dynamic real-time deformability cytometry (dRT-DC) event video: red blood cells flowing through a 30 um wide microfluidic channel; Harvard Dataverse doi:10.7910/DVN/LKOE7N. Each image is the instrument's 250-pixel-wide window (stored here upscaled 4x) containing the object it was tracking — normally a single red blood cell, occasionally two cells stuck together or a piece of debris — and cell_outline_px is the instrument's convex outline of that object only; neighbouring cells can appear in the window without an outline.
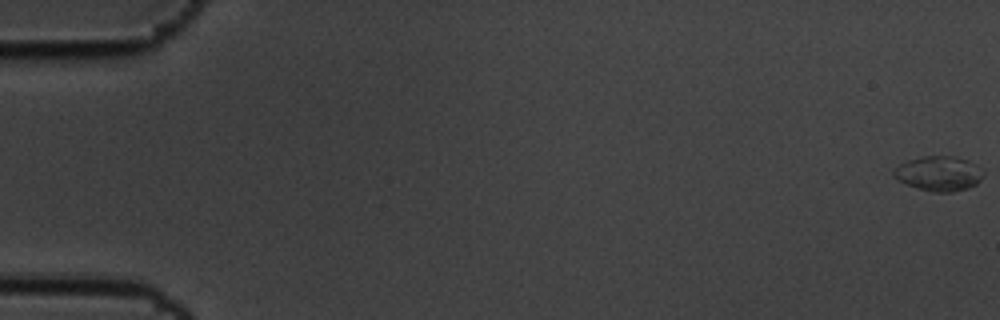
{"species": "common noctule bat (a hibernating species)", "species_latin": "Nyctalus noctula", "temperature_condition": "cold", "stored_images_in_passage": 60, "camera_frame_rate_fps": 3000, "um_per_image_px": 0.085, "animal": {"sex": "male", "body_mass_g": 19.5, "forearm_length_mm": 54.6}, "frame": {"image": 1, "passage_image": 1, "time_ms": 0.0, "image_size_px": [1000, 320], "cell_outline_px": [[984, 172], [980, 180], [976, 184], [968, 188], [952, 192], [932, 192], [904, 184], [892, 176], [892, 172], [900, 164], [908, 160], [920, 156], [956, 156], [968, 160], [984, 168]], "centroid_in_image_um": [79.81, 14.74], "position_along_channel_um": 5.2, "area_um2": 18.44}}
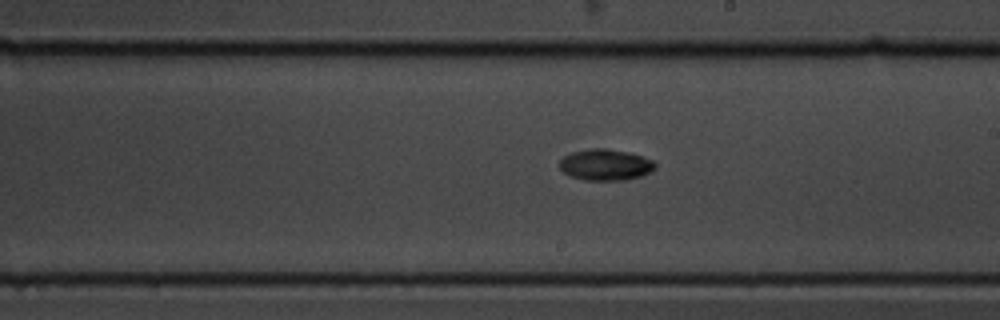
{"frame": {"image": 2, "passage_image": 35, "time_ms": 11.333, "image_size_px": [1000, 320], "cell_outline_px": [[656, 168], [640, 176], [624, 180], [584, 180], [568, 176], [560, 168], [560, 160], [564, 156], [572, 152], [592, 148], [608, 148], [628, 152], [652, 160], [656, 164]], "centroid_in_image_um": [51.44, 14.0], "position_along_channel_um": 237.6, "area_um2": 17.34}}
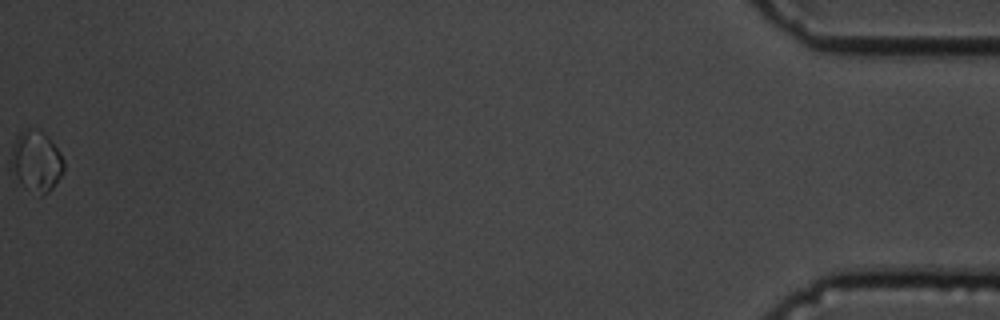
{"frame": {"image": 3, "passage_image": 60, "time_ms": 19.667, "image_size_px": [1000, 320], "cell_outline_px": [[64, 172], [52, 188], [48, 192], [40, 196], [24, 188], [12, 168], [12, 148], [16, 136], [20, 132], [28, 128], [36, 128], [60, 152], [64, 160]], "centroid_in_image_um": [3.1, 13.74], "position_along_channel_um": 432.1, "area_um2": 18.26}, "authors_computed_cell_mechanics": {"area_um2": 16.7331, "velocity_mm_per_s": 3.4647, "shape_relaxation_time_tau1_ms": 2.7584, "shape_relaxation_time_tau2_ms": null, "deformation_change_tau1": 0.1094, "deformation_change_tau2": null}}